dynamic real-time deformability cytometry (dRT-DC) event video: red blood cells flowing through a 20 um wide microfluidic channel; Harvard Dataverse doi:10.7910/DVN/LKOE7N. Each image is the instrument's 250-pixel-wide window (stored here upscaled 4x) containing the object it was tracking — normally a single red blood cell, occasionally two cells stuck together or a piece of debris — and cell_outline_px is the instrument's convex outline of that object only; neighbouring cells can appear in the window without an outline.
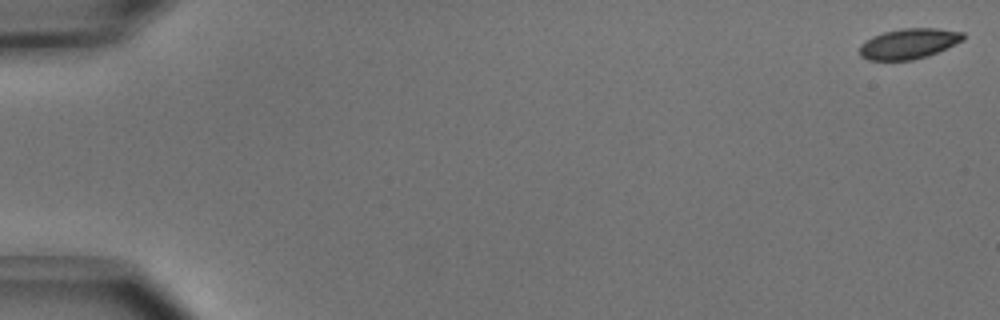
{"species": "common noctule bat (a hibernating species)", "species_latin": "Nyctalus noctula", "temperature_condition": "cold", "stored_images_in_passage": 52, "camera_frame_rate_fps": 3000, "um_per_image_px": 0.085, "animal": {"sex": "male", "body_mass_g": 15.6}, "frame": {"image": 1, "passage_image": 1, "time_ms": 0.0, "image_size_px": [1000, 320], "cell_outline_px": [[964, 40], [928, 56], [912, 60], [868, 60], [860, 56], [860, 44], [872, 36], [884, 32], [900, 28], [936, 28], [964, 32]], "centroid_in_image_um": [77.24, 3.71], "position_along_channel_um": 7.8, "area_um2": 18.38}}
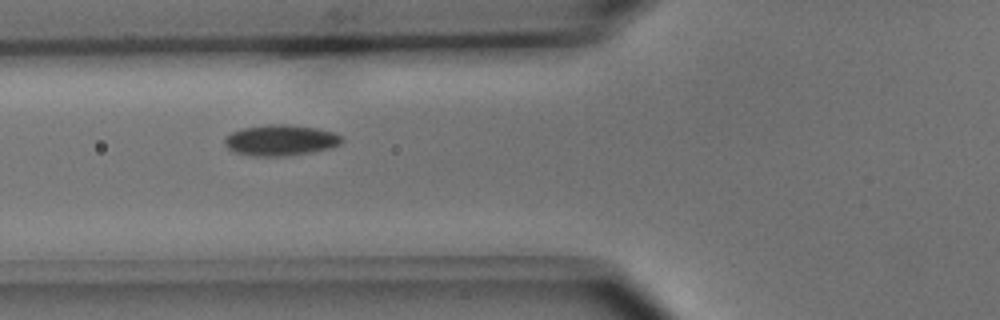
{"frame": {"image": 2, "passage_image": 20, "time_ms": 6.333, "image_size_px": [1000, 320], "cell_outline_px": [[344, 140], [340, 144], [332, 148], [312, 152], [288, 156], [248, 156], [236, 152], [228, 148], [224, 144], [224, 140], [232, 132], [240, 128], [268, 124], [284, 124], [316, 128], [332, 132], [344, 136]], "centroid_in_image_um": [23.87, 11.92], "position_along_channel_um": 101.9, "area_um2": 21.27}}
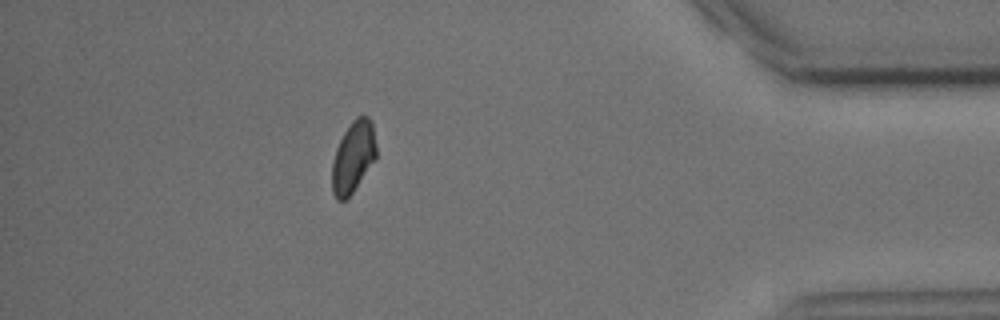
{"frame": {"image": 3, "passage_image": 46, "time_ms": 15.0, "image_size_px": [1000, 320], "cell_outline_px": [[376, 156], [352, 192], [344, 200], [336, 200], [332, 192], [332, 164], [336, 148], [344, 132], [352, 120], [356, 116], [368, 116], [372, 120], [376, 148]], "centroid_in_image_um": [30.0, 13.3], "position_along_channel_um": 405.2, "area_um2": 18.09}, "authors_computed_cell_mechanics": {"area_um2": 19.2474, "velocity_mm_per_s": 3.947, "shape_relaxation_time_tau1_ms": 2.6166, "shape_relaxation_time_tau2_ms": null, "deformation_change_tau1": 0.0703, "deformation_change_tau2": null}}